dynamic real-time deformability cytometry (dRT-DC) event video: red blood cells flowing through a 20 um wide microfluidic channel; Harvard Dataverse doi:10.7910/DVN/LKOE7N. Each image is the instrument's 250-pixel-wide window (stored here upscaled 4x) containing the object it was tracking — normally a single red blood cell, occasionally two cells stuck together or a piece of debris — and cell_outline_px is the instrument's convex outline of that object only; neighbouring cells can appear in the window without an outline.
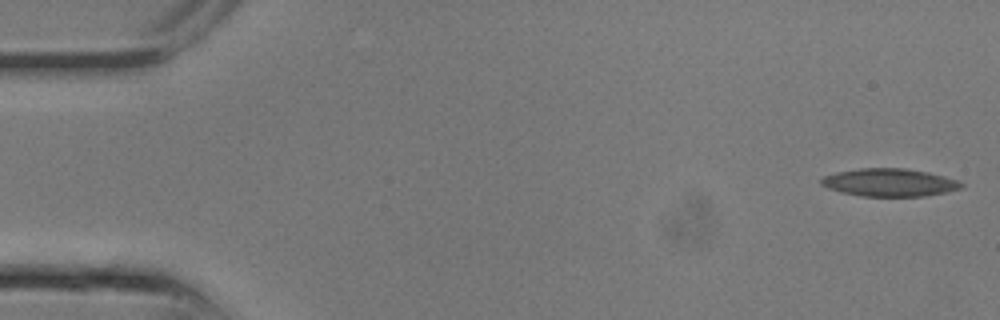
{"species": "common noctule bat (a hibernating species)", "species_latin": "Nyctalus noctula", "temperature_condition": "room temperature", "stored_images_in_passage": 9, "camera_frame_rate_fps": 3000, "um_per_image_px": 0.085, "animal": {"sex": "male", "body_mass_g": 13.3}, "frame": {"image": 1, "passage_image": 1, "time_ms": 0.0, "image_size_px": [1000, 320], "cell_outline_px": [[964, 184], [960, 188], [944, 192], [924, 196], [860, 196], [840, 192], [828, 188], [820, 184], [820, 180], [824, 176], [836, 172], [860, 168], [904, 168], [928, 172], [960, 180]], "centroid_in_image_um": [75.59, 15.51], "position_along_channel_um": 9.4, "area_um2": 22.72}}
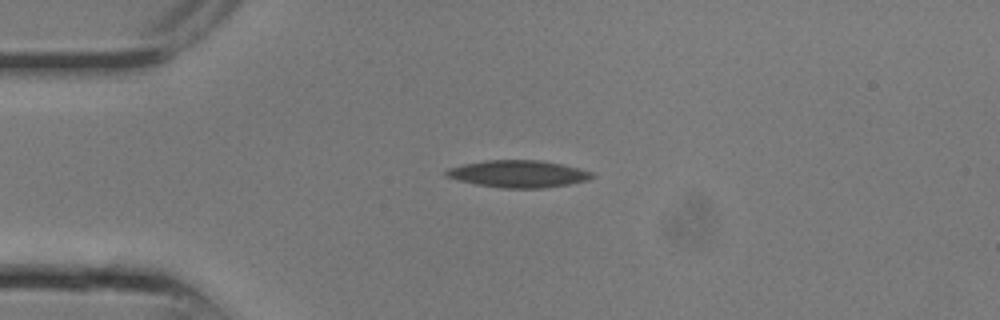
{"frame": {"image": 2, "passage_image": 6, "time_ms": 1.667, "image_size_px": [1000, 320], "cell_outline_px": [[596, 176], [588, 180], [568, 184], [544, 188], [500, 188], [476, 184], [444, 176], [444, 172], [448, 168], [464, 164], [488, 160], [540, 160], [560, 164], [592, 172]], "centroid_in_image_um": [44.04, 14.78], "position_along_channel_um": 41.0, "area_um2": 22.89}}
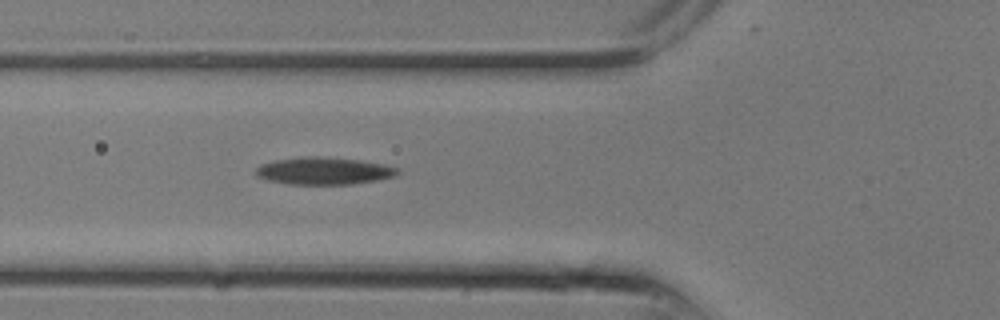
{"frame": {"image": 3, "passage_image": 9, "time_ms": 2.667, "image_size_px": [1000, 320], "cell_outline_px": [[400, 172], [396, 176], [376, 180], [352, 184], [288, 184], [268, 180], [256, 176], [256, 168], [260, 164], [276, 160], [304, 156], [316, 156], [360, 160], [384, 164], [400, 168]], "centroid_in_image_um": [27.55, 14.52], "position_along_channel_um": 98.3, "area_um2": 22.6}}